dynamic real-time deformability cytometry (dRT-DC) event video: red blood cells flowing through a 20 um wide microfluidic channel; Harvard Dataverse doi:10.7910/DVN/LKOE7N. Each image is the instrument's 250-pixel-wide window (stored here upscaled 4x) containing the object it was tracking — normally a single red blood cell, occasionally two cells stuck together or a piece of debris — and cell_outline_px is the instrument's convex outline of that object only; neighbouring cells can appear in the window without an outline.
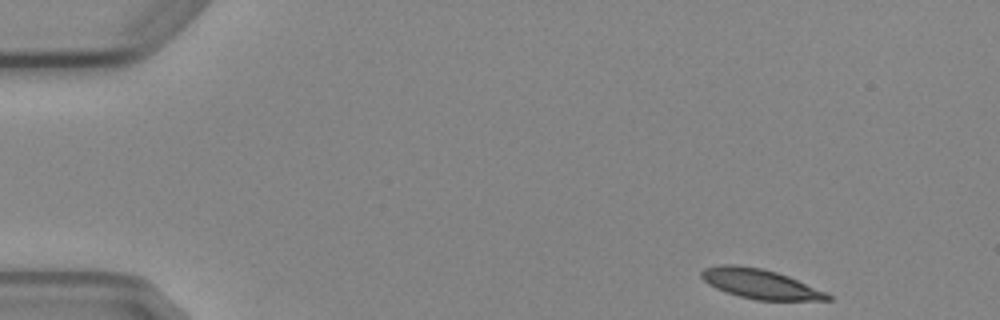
{"species": "Egyptian fruit bat (a non-hibernating species)", "species_latin": "Rousettus aegyptiacus", "temperature_condition": "cold", "stored_images_in_passage": 5, "segment_of_instrument_passage": [1, 2], "camera_frame_rate_fps": 3000, "um_per_image_px": 0.085, "animal": {"sex": "female"}, "frame": {"image": 1, "passage_image": 1, "time_ms": 0.0, "image_size_px": [1000, 320], "cell_outline_px": [[832, 300], [756, 300], [740, 296], [716, 288], [708, 284], [700, 276], [700, 272], [704, 268], [720, 264], [732, 264], [760, 268], [776, 272], [788, 276], [828, 292], [832, 296]], "centroid_in_image_um": [64.63, 24.13], "position_along_channel_um": 20.4, "area_um2": 21.73}}